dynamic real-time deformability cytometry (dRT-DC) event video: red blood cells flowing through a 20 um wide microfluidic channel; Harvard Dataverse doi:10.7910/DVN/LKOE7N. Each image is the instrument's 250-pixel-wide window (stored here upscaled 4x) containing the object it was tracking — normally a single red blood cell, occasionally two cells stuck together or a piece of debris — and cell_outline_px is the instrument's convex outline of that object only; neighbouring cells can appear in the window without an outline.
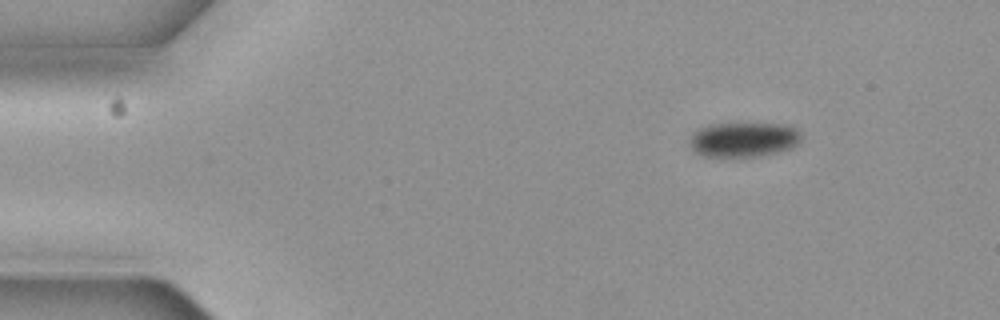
{"species": "common noctule bat (a hibernating species)", "species_latin": "Nyctalus noctula", "temperature_condition": "cold", "stored_images_in_passage": 4, "segment_of_instrument_passage": [1, 2], "camera_frame_rate_fps": 3000, "um_per_image_px": 0.085, "animal": {"sex": "female", "body_mass_g": 19.3, "forearm_length_mm": 54.1}, "frame": {"image": 1, "passage_image": 1, "time_ms": 0.0, "image_size_px": [1000, 320], "cell_outline_px": [[804, 136], [792, 148], [776, 152], [756, 156], [700, 156], [688, 144], [692, 132], [700, 128], [712, 124], [788, 124], [796, 128]], "centroid_in_image_um": [63.21, 11.85], "position_along_channel_um": 21.8, "area_um2": 22.6}}